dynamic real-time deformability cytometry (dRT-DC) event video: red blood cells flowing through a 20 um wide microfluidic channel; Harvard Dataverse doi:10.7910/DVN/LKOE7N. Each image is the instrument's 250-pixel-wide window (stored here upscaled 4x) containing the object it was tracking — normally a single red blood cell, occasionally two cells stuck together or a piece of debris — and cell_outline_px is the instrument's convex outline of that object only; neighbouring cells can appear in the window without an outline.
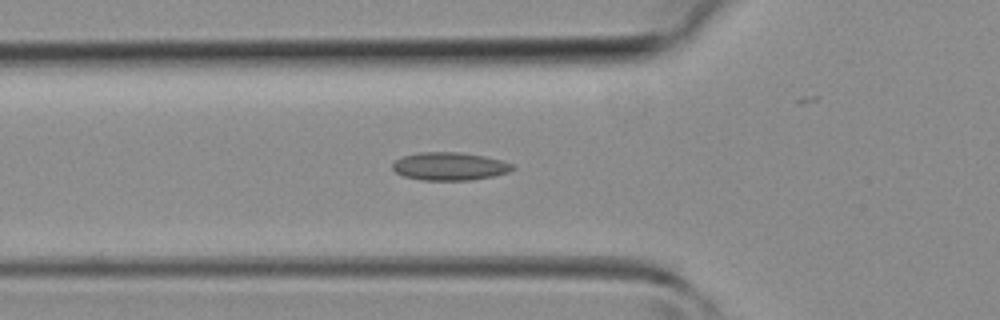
{"species": "common noctule bat (a hibernating species)", "species_latin": "Nyctalus noctula", "temperature_condition": "room temperature", "stored_images_in_passage": 41, "camera_frame_rate_fps": 3000, "um_per_image_px": 0.085, "animal": {"sex": "female", "body_mass_g": 19.3, "forearm_length_mm": 54.1}, "frame": {"image": 1, "passage_image": 14, "time_ms": 4.333, "image_size_px": [1000, 320], "cell_outline_px": [[516, 168], [508, 172], [492, 176], [468, 180], [420, 180], [404, 176], [396, 172], [392, 168], [392, 164], [396, 160], [404, 156], [420, 152], [460, 152], [484, 156], [500, 160], [512, 164]], "centroid_in_image_um": [38.21, 14.13], "position_along_channel_um": 87.6, "area_um2": 19.42}}
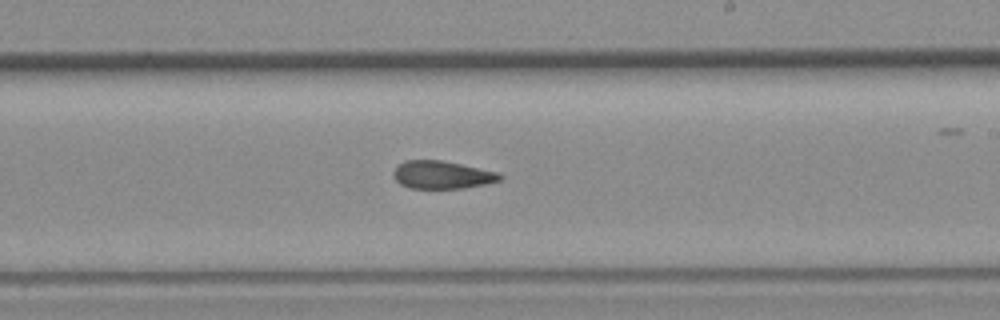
{"frame": {"image": 2, "passage_image": 24, "time_ms": 7.667, "image_size_px": [1000, 320], "cell_outline_px": [[504, 176], [500, 180], [484, 184], [464, 188], [408, 188], [400, 184], [396, 180], [392, 172], [404, 160], [440, 160], [500, 172]], "centroid_in_image_um": [37.58, 14.86], "position_along_channel_um": 251.4, "area_um2": 17.22}}
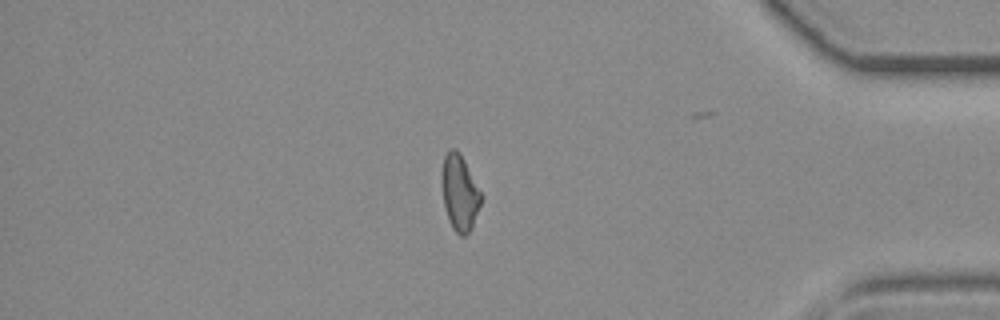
{"frame": {"image": 3, "passage_image": 35, "time_ms": 11.333, "image_size_px": [1000, 320], "cell_outline_px": [[480, 204], [472, 228], [464, 236], [460, 236], [452, 228], [444, 204], [440, 180], [444, 156], [448, 148], [456, 148], [460, 152], [480, 192]], "centroid_in_image_um": [39.03, 16.35], "position_along_channel_um": 396.2, "area_um2": 17.17}}